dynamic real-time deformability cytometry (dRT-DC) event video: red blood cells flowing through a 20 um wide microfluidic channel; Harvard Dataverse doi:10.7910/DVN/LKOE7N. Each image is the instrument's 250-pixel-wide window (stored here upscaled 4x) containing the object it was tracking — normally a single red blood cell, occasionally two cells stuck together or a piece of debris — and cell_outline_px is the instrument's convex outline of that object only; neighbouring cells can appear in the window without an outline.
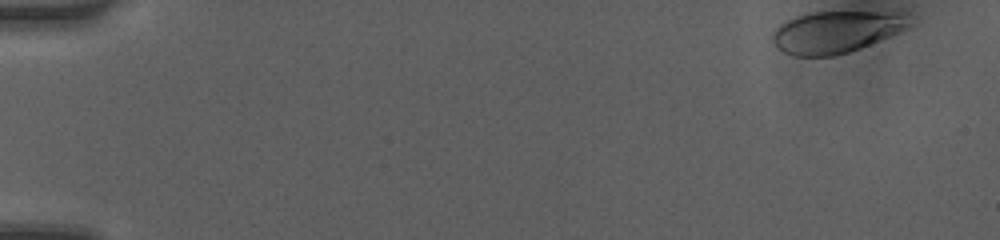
{"species": "human", "species_latin": "Homo sapiens", "temperature_condition": "room temperature", "stored_images_in_passage": 41, "camera_frame_rate_fps": 3000, "um_per_image_px": 0.085, "donor": {"sex": "female"}, "frame": {"image": 1, "passage_image": 1, "time_ms": 0.0, "image_size_px": [1000, 240], "cell_outline_px": [[912, 24], [888, 36], [860, 48], [848, 52], [832, 56], [792, 56], [784, 52], [772, 40], [772, 32], [780, 24], [796, 16], [812, 12], [908, 12]], "centroid_in_image_um": [71.07, 2.7], "position_along_channel_um": 13.9, "area_um2": 33.18}}
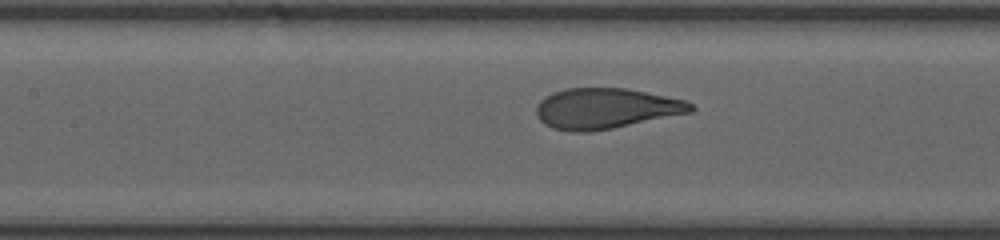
{"frame": {"image": 2, "passage_image": 22, "time_ms": 7.0, "image_size_px": [1000, 240], "cell_outline_px": [[696, 108], [692, 112], [612, 128], [588, 132], [572, 132], [552, 128], [544, 124], [540, 120], [536, 112], [536, 108], [540, 100], [544, 96], [552, 92], [564, 88], [628, 88], [684, 100], [692, 104]], "centroid_in_image_um": [51.46, 9.21], "position_along_channel_um": 155.9, "area_um2": 36.53}}
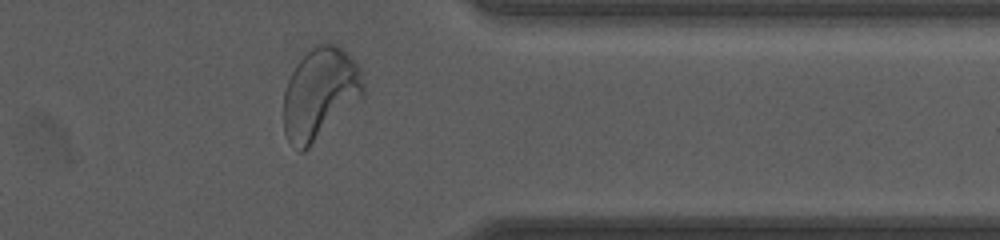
{"frame": {"image": 3, "passage_image": 39, "time_ms": 12.667, "image_size_px": [1000, 240], "cell_outline_px": [[364, 96], [304, 152], [300, 152], [288, 140], [284, 132], [284, 88], [296, 64], [316, 44], [336, 40], [356, 60], [364, 72]], "centroid_in_image_um": [27.25, 7.89], "position_along_channel_um": 384.2, "area_um2": 43.23}, "authors_computed_cell_mechanics": {"area_um2": 36.2406, "velocity_mm_per_s": 4.1576, "shape_relaxation_time_tau1_ms": 2.403, "shape_relaxation_time_tau2_ms": null, "deformation_change_tau1": 0.1513, "deformation_change_tau2": null}}